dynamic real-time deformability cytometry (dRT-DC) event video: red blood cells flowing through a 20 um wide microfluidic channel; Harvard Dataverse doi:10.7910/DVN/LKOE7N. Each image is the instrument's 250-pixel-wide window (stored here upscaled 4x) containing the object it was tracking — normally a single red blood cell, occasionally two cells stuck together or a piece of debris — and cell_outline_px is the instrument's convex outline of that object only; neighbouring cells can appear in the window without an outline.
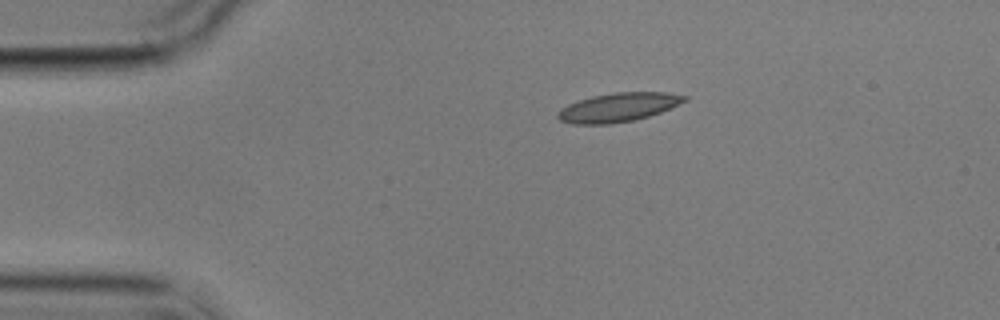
{"species": "common noctule bat (a hibernating species)", "species_latin": "Nyctalus noctula", "temperature_condition": "cold", "stored_images_in_passage": 4, "camera_frame_rate_fps": 3000, "um_per_image_px": 0.085, "animal": {"sex": "male", "body_mass_g": 17.9}, "frame": {"image": 1, "passage_image": 1, "time_ms": 0.0, "image_size_px": [1000, 320], "cell_outline_px": [[688, 100], [660, 112], [648, 116], [632, 120], [608, 124], [572, 124], [560, 120], [556, 116], [560, 108], [568, 104], [592, 96], [616, 92], [668, 92], [688, 96]], "centroid_in_image_um": [52.55, 9.11], "position_along_channel_um": 32.5, "area_um2": 21.21}}
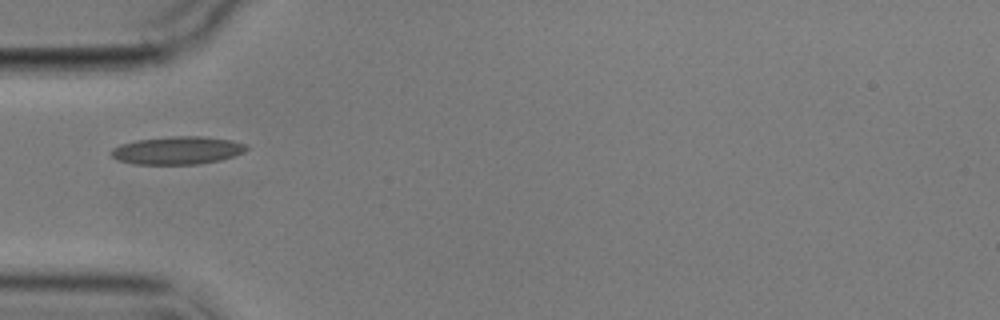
{"frame": {"image": 2, "passage_image": 3, "time_ms": 2.333, "image_size_px": [1000, 320], "cell_outline_px": [[248, 148], [244, 152], [220, 160], [196, 164], [132, 164], [116, 160], [112, 156], [112, 148], [120, 144], [136, 140], [172, 136], [204, 136], [232, 140], [248, 144]], "centroid_in_image_um": [15.08, 12.78], "position_along_channel_um": 69.9, "area_um2": 22.08}}
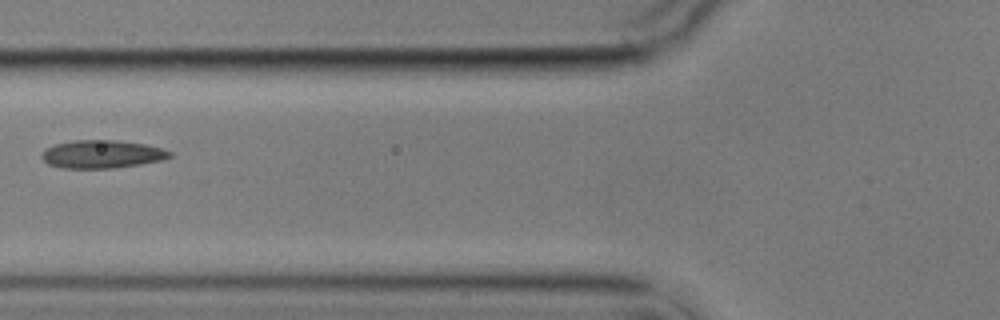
{"frame": {"image": 3, "passage_image": 4, "time_ms": 3.667, "image_size_px": [1000, 320], "cell_outline_px": [[172, 156], [164, 160], [140, 164], [112, 168], [60, 168], [48, 164], [40, 156], [48, 148], [56, 144], [76, 140], [116, 140], [144, 144], [160, 148], [172, 152]], "centroid_in_image_um": [8.69, 13.11], "position_along_channel_um": 117.1, "area_um2": 20.75}}